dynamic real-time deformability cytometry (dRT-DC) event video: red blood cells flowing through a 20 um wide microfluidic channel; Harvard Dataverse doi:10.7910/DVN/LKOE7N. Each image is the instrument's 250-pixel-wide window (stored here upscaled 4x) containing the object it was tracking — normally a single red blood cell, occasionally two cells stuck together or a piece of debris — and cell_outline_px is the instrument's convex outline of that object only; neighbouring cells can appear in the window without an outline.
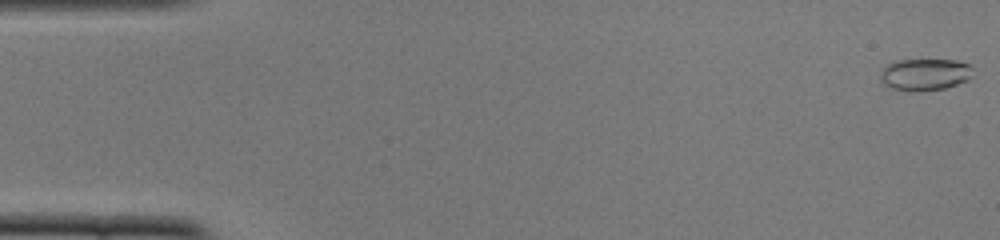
{"species": "common noctule bat (a hibernating species)", "species_latin": "Nyctalus noctula", "temperature_condition": "cold", "stored_images_in_passage": 52, "camera_frame_rate_fps": 3000, "um_per_image_px": 0.085, "animal": {"sex": "female", "body_mass_g": 22.0, "forearm_length_mm": 56.7}, "frame": {"image": 1, "passage_image": 1, "time_ms": 0.0, "image_size_px": [1000, 240], "cell_outline_px": [[972, 76], [968, 80], [944, 88], [920, 92], [912, 92], [888, 88], [880, 80], [880, 68], [892, 60], [956, 60], [972, 64]], "centroid_in_image_um": [78.56, 6.33], "position_along_channel_um": 6.4, "area_um2": 17.74}}
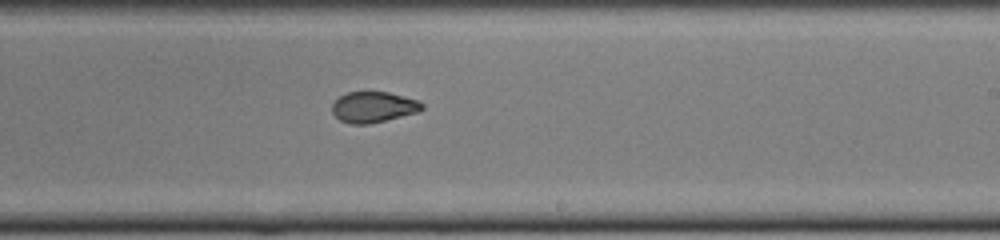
{"frame": {"image": 2, "passage_image": 31, "time_ms": 10.0, "image_size_px": [1000, 240], "cell_outline_px": [[424, 108], [420, 112], [368, 124], [348, 124], [340, 120], [332, 112], [332, 104], [340, 96], [348, 92], [388, 92], [420, 100], [424, 104]], "centroid_in_image_um": [31.78, 9.1], "position_along_channel_um": 257.2, "area_um2": 16.24}}
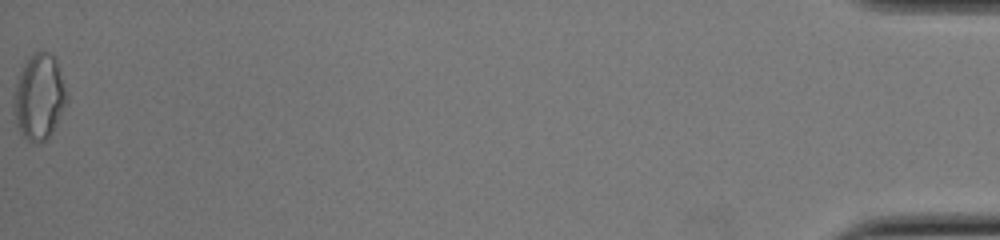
{"frame": {"image": 3, "passage_image": 52, "time_ms": 17.0, "image_size_px": [1000, 240], "cell_outline_px": [[68, 104], [52, 132], [44, 140], [28, 140], [20, 136], [12, 112], [12, 100], [16, 80], [28, 56], [36, 52], [52, 52], [56, 56], [68, 92]], "centroid_in_image_um": [3.33, 8.2], "position_along_channel_um": 431.9, "area_um2": 27.22}, "authors_computed_cell_mechanics": {"area_um2": 17.0799, "velocity_mm_per_s": 3.9099, "shape_relaxation_time_tau1_ms": null, "shape_relaxation_time_tau2_ms": 1.2042, "deformation_change_tau1": null, "deformation_change_tau2": 0.0599}}